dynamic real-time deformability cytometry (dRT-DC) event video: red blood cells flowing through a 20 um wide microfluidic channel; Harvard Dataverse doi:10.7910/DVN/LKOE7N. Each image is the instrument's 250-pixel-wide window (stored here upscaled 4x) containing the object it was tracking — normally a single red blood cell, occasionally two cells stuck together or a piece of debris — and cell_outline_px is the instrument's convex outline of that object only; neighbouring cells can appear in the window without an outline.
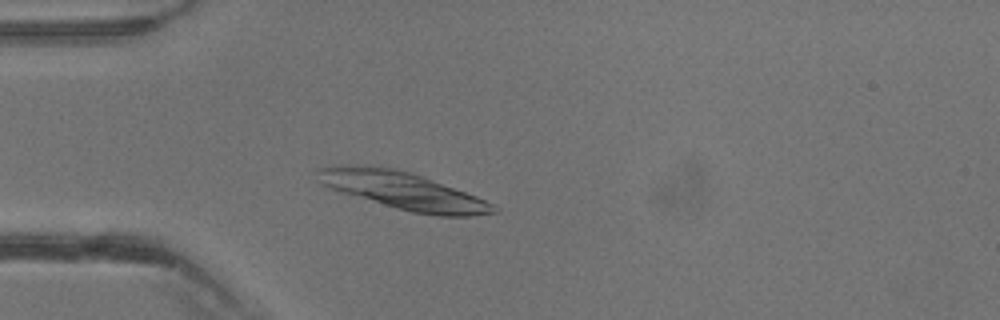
{"species": "common noctule bat (a hibernating species)", "species_latin": "Nyctalus noctula", "temperature_condition": "warm", "stored_images_in_passage": 16, "camera_frame_rate_fps": 3000, "um_per_image_px": 0.085, "animal": {"sex": "male", "body_mass_g": 13.3}, "frame": {"image": 1, "passage_image": 10, "time_ms": 3.0, "image_size_px": [1000, 320], "cell_outline_px": [[500, 208], [496, 212], [472, 216], [440, 216], [412, 212], [396, 208], [340, 192], [328, 188], [320, 184], [316, 172], [316, 168], [352, 164], [364, 164], [396, 168], [412, 172], [476, 196]], "centroid_in_image_um": [34.21, 16.18], "position_along_channel_um": 50.8, "area_um2": 38.44}}